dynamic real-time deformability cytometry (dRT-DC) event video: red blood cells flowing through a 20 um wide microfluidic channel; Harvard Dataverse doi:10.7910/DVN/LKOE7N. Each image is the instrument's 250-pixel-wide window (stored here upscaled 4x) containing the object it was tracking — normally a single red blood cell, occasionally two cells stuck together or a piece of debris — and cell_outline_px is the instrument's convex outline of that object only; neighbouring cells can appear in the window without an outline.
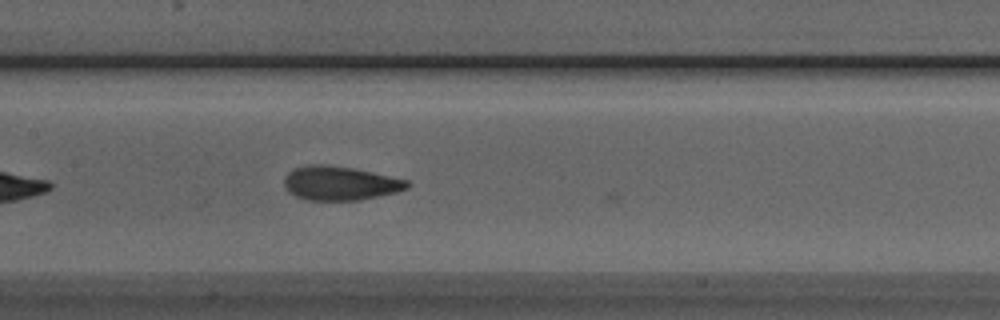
{"species": "Egyptian fruit bat (a non-hibernating species)", "species_latin": "Rousettus aegyptiacus", "temperature_condition": "room temperature", "stored_images_in_passage": 13, "camera_frame_rate_fps": 3000, "um_per_image_px": 0.085, "animal": {"sex": "male"}, "frame": {"image": 1, "passage_image": 12, "time_ms": 3.667, "image_size_px": [1000, 320], "cell_outline_px": [[412, 184], [408, 188], [396, 192], [360, 200], [308, 200], [296, 196], [288, 192], [284, 184], [284, 176], [292, 168], [308, 164], [324, 164], [352, 168], [372, 172], [408, 180]], "centroid_in_image_um": [28.88, 15.57], "position_along_channel_um": 178.5, "area_um2": 24.51}}